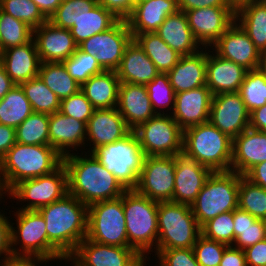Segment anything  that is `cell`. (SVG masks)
I'll use <instances>...</instances> for the list:
<instances>
[{
	"label": "cell",
	"mask_w": 266,
	"mask_h": 266,
	"mask_svg": "<svg viewBox=\"0 0 266 266\" xmlns=\"http://www.w3.org/2000/svg\"><path fill=\"white\" fill-rule=\"evenodd\" d=\"M81 152L63 157L68 174V193L87 206L120 198L127 190L116 177L92 153Z\"/></svg>",
	"instance_id": "6da1fadb"
},
{
	"label": "cell",
	"mask_w": 266,
	"mask_h": 266,
	"mask_svg": "<svg viewBox=\"0 0 266 266\" xmlns=\"http://www.w3.org/2000/svg\"><path fill=\"white\" fill-rule=\"evenodd\" d=\"M48 240L68 258L87 237L88 206L71 194L38 209Z\"/></svg>",
	"instance_id": "7a4b0ae2"
},
{
	"label": "cell",
	"mask_w": 266,
	"mask_h": 266,
	"mask_svg": "<svg viewBox=\"0 0 266 266\" xmlns=\"http://www.w3.org/2000/svg\"><path fill=\"white\" fill-rule=\"evenodd\" d=\"M62 163L63 157L50 145L16 142L0 160V191L5 197L19 182L49 174Z\"/></svg>",
	"instance_id": "3957f363"
},
{
	"label": "cell",
	"mask_w": 266,
	"mask_h": 266,
	"mask_svg": "<svg viewBox=\"0 0 266 266\" xmlns=\"http://www.w3.org/2000/svg\"><path fill=\"white\" fill-rule=\"evenodd\" d=\"M182 153L212 172L230 171L232 139L210 122L183 130Z\"/></svg>",
	"instance_id": "277c9868"
},
{
	"label": "cell",
	"mask_w": 266,
	"mask_h": 266,
	"mask_svg": "<svg viewBox=\"0 0 266 266\" xmlns=\"http://www.w3.org/2000/svg\"><path fill=\"white\" fill-rule=\"evenodd\" d=\"M123 208L128 247L134 249L143 259H150L148 255L156 251L158 240V202L136 190H127L123 194Z\"/></svg>",
	"instance_id": "5b68a950"
},
{
	"label": "cell",
	"mask_w": 266,
	"mask_h": 266,
	"mask_svg": "<svg viewBox=\"0 0 266 266\" xmlns=\"http://www.w3.org/2000/svg\"><path fill=\"white\" fill-rule=\"evenodd\" d=\"M91 153L126 190L136 189L146 155L134 131L121 140L99 146Z\"/></svg>",
	"instance_id": "8992f818"
},
{
	"label": "cell",
	"mask_w": 266,
	"mask_h": 266,
	"mask_svg": "<svg viewBox=\"0 0 266 266\" xmlns=\"http://www.w3.org/2000/svg\"><path fill=\"white\" fill-rule=\"evenodd\" d=\"M240 175L235 171L212 172L191 205L200 226L221 213L238 208Z\"/></svg>",
	"instance_id": "52a82bcc"
},
{
	"label": "cell",
	"mask_w": 266,
	"mask_h": 266,
	"mask_svg": "<svg viewBox=\"0 0 266 266\" xmlns=\"http://www.w3.org/2000/svg\"><path fill=\"white\" fill-rule=\"evenodd\" d=\"M157 223L156 250L192 248L201 235V226L189 205L158 202Z\"/></svg>",
	"instance_id": "ba28073f"
},
{
	"label": "cell",
	"mask_w": 266,
	"mask_h": 266,
	"mask_svg": "<svg viewBox=\"0 0 266 266\" xmlns=\"http://www.w3.org/2000/svg\"><path fill=\"white\" fill-rule=\"evenodd\" d=\"M14 213L16 224L11 222L13 256H41L53 261H67V258L48 240L46 223L38 210H17ZM14 224L17 227H13ZM18 245L20 248L16 247Z\"/></svg>",
	"instance_id": "9c48e42d"
},
{
	"label": "cell",
	"mask_w": 266,
	"mask_h": 266,
	"mask_svg": "<svg viewBox=\"0 0 266 266\" xmlns=\"http://www.w3.org/2000/svg\"><path fill=\"white\" fill-rule=\"evenodd\" d=\"M86 238L104 245L128 247L123 195L88 206Z\"/></svg>",
	"instance_id": "30bf717a"
},
{
	"label": "cell",
	"mask_w": 266,
	"mask_h": 266,
	"mask_svg": "<svg viewBox=\"0 0 266 266\" xmlns=\"http://www.w3.org/2000/svg\"><path fill=\"white\" fill-rule=\"evenodd\" d=\"M66 194H68V174L62 163L49 174L19 182L6 196L12 197L9 199L19 200V203L28 201L26 205L18 207V210H38L60 200Z\"/></svg>",
	"instance_id": "8fae6325"
},
{
	"label": "cell",
	"mask_w": 266,
	"mask_h": 266,
	"mask_svg": "<svg viewBox=\"0 0 266 266\" xmlns=\"http://www.w3.org/2000/svg\"><path fill=\"white\" fill-rule=\"evenodd\" d=\"M133 131L146 156H175L182 153L183 130L170 114H157Z\"/></svg>",
	"instance_id": "7c38bea8"
},
{
	"label": "cell",
	"mask_w": 266,
	"mask_h": 266,
	"mask_svg": "<svg viewBox=\"0 0 266 266\" xmlns=\"http://www.w3.org/2000/svg\"><path fill=\"white\" fill-rule=\"evenodd\" d=\"M133 39L126 20H119L107 31L93 35L78 45L86 54L95 57L105 71H116L127 45Z\"/></svg>",
	"instance_id": "4fadbf2b"
},
{
	"label": "cell",
	"mask_w": 266,
	"mask_h": 266,
	"mask_svg": "<svg viewBox=\"0 0 266 266\" xmlns=\"http://www.w3.org/2000/svg\"><path fill=\"white\" fill-rule=\"evenodd\" d=\"M175 156H146L136 191L156 202L172 201Z\"/></svg>",
	"instance_id": "5bb4252c"
},
{
	"label": "cell",
	"mask_w": 266,
	"mask_h": 266,
	"mask_svg": "<svg viewBox=\"0 0 266 266\" xmlns=\"http://www.w3.org/2000/svg\"><path fill=\"white\" fill-rule=\"evenodd\" d=\"M73 266H146L143 259L131 247L104 245L87 238L67 258Z\"/></svg>",
	"instance_id": "9a60e30c"
},
{
	"label": "cell",
	"mask_w": 266,
	"mask_h": 266,
	"mask_svg": "<svg viewBox=\"0 0 266 266\" xmlns=\"http://www.w3.org/2000/svg\"><path fill=\"white\" fill-rule=\"evenodd\" d=\"M194 38L202 47H211L235 22L229 6H212L185 11Z\"/></svg>",
	"instance_id": "2e32d148"
},
{
	"label": "cell",
	"mask_w": 266,
	"mask_h": 266,
	"mask_svg": "<svg viewBox=\"0 0 266 266\" xmlns=\"http://www.w3.org/2000/svg\"><path fill=\"white\" fill-rule=\"evenodd\" d=\"M209 122L231 139L249 127L250 113L239 92L213 95Z\"/></svg>",
	"instance_id": "e0dca14e"
},
{
	"label": "cell",
	"mask_w": 266,
	"mask_h": 266,
	"mask_svg": "<svg viewBox=\"0 0 266 266\" xmlns=\"http://www.w3.org/2000/svg\"><path fill=\"white\" fill-rule=\"evenodd\" d=\"M210 48L219 57L231 60L248 71L257 69L261 56L248 34L236 21Z\"/></svg>",
	"instance_id": "ac0fdd59"
},
{
	"label": "cell",
	"mask_w": 266,
	"mask_h": 266,
	"mask_svg": "<svg viewBox=\"0 0 266 266\" xmlns=\"http://www.w3.org/2000/svg\"><path fill=\"white\" fill-rule=\"evenodd\" d=\"M212 171L184 155H175V183L172 202L191 206Z\"/></svg>",
	"instance_id": "d6986e66"
},
{
	"label": "cell",
	"mask_w": 266,
	"mask_h": 266,
	"mask_svg": "<svg viewBox=\"0 0 266 266\" xmlns=\"http://www.w3.org/2000/svg\"><path fill=\"white\" fill-rule=\"evenodd\" d=\"M213 94L204 85L175 94L172 118L182 130L209 122Z\"/></svg>",
	"instance_id": "ffe728a7"
},
{
	"label": "cell",
	"mask_w": 266,
	"mask_h": 266,
	"mask_svg": "<svg viewBox=\"0 0 266 266\" xmlns=\"http://www.w3.org/2000/svg\"><path fill=\"white\" fill-rule=\"evenodd\" d=\"M33 39L42 63L63 62L78 48L70 29L56 27L50 21L33 29Z\"/></svg>",
	"instance_id": "44dd1931"
},
{
	"label": "cell",
	"mask_w": 266,
	"mask_h": 266,
	"mask_svg": "<svg viewBox=\"0 0 266 266\" xmlns=\"http://www.w3.org/2000/svg\"><path fill=\"white\" fill-rule=\"evenodd\" d=\"M131 131L117 108L95 109L87 122L86 145L90 144L91 147L87 153L99 146L121 140Z\"/></svg>",
	"instance_id": "7402d4cb"
},
{
	"label": "cell",
	"mask_w": 266,
	"mask_h": 266,
	"mask_svg": "<svg viewBox=\"0 0 266 266\" xmlns=\"http://www.w3.org/2000/svg\"><path fill=\"white\" fill-rule=\"evenodd\" d=\"M87 124L60 111L49 114V145L62 157L69 155L73 150L85 149ZM84 145V146H83ZM72 149V151L70 150Z\"/></svg>",
	"instance_id": "603a6c76"
},
{
	"label": "cell",
	"mask_w": 266,
	"mask_h": 266,
	"mask_svg": "<svg viewBox=\"0 0 266 266\" xmlns=\"http://www.w3.org/2000/svg\"><path fill=\"white\" fill-rule=\"evenodd\" d=\"M116 108L132 131L157 115L150 102L146 85L120 82Z\"/></svg>",
	"instance_id": "cb8c5ba5"
},
{
	"label": "cell",
	"mask_w": 266,
	"mask_h": 266,
	"mask_svg": "<svg viewBox=\"0 0 266 266\" xmlns=\"http://www.w3.org/2000/svg\"><path fill=\"white\" fill-rule=\"evenodd\" d=\"M266 161V132L248 127L232 139L231 171L244 176L256 164Z\"/></svg>",
	"instance_id": "d4e9b609"
},
{
	"label": "cell",
	"mask_w": 266,
	"mask_h": 266,
	"mask_svg": "<svg viewBox=\"0 0 266 266\" xmlns=\"http://www.w3.org/2000/svg\"><path fill=\"white\" fill-rule=\"evenodd\" d=\"M41 63L33 38L0 52V64L16 85L37 77Z\"/></svg>",
	"instance_id": "484cf974"
},
{
	"label": "cell",
	"mask_w": 266,
	"mask_h": 266,
	"mask_svg": "<svg viewBox=\"0 0 266 266\" xmlns=\"http://www.w3.org/2000/svg\"><path fill=\"white\" fill-rule=\"evenodd\" d=\"M207 50L206 86L210 92L213 95L238 92L248 70L231 60L219 57L208 47Z\"/></svg>",
	"instance_id": "4316f807"
},
{
	"label": "cell",
	"mask_w": 266,
	"mask_h": 266,
	"mask_svg": "<svg viewBox=\"0 0 266 266\" xmlns=\"http://www.w3.org/2000/svg\"><path fill=\"white\" fill-rule=\"evenodd\" d=\"M178 10L177 0L136 2L126 22L132 34L153 33L158 30L169 15Z\"/></svg>",
	"instance_id": "83f0119b"
},
{
	"label": "cell",
	"mask_w": 266,
	"mask_h": 266,
	"mask_svg": "<svg viewBox=\"0 0 266 266\" xmlns=\"http://www.w3.org/2000/svg\"><path fill=\"white\" fill-rule=\"evenodd\" d=\"M207 47L191 55L181 56L178 63L167 72L175 94L206 85Z\"/></svg>",
	"instance_id": "f1b7e54d"
},
{
	"label": "cell",
	"mask_w": 266,
	"mask_h": 266,
	"mask_svg": "<svg viewBox=\"0 0 266 266\" xmlns=\"http://www.w3.org/2000/svg\"><path fill=\"white\" fill-rule=\"evenodd\" d=\"M116 73L120 82L147 85L160 72L138 43L132 39L124 51Z\"/></svg>",
	"instance_id": "f546056e"
},
{
	"label": "cell",
	"mask_w": 266,
	"mask_h": 266,
	"mask_svg": "<svg viewBox=\"0 0 266 266\" xmlns=\"http://www.w3.org/2000/svg\"><path fill=\"white\" fill-rule=\"evenodd\" d=\"M155 33L181 56L194 54L203 48L194 38L184 11L169 15Z\"/></svg>",
	"instance_id": "4dcf8cb0"
},
{
	"label": "cell",
	"mask_w": 266,
	"mask_h": 266,
	"mask_svg": "<svg viewBox=\"0 0 266 266\" xmlns=\"http://www.w3.org/2000/svg\"><path fill=\"white\" fill-rule=\"evenodd\" d=\"M119 85L116 71H103L84 82L81 91L94 109L116 108Z\"/></svg>",
	"instance_id": "1f68e13d"
},
{
	"label": "cell",
	"mask_w": 266,
	"mask_h": 266,
	"mask_svg": "<svg viewBox=\"0 0 266 266\" xmlns=\"http://www.w3.org/2000/svg\"><path fill=\"white\" fill-rule=\"evenodd\" d=\"M235 21L248 34L260 53L266 52V5L258 0L235 12Z\"/></svg>",
	"instance_id": "d6a6232c"
},
{
	"label": "cell",
	"mask_w": 266,
	"mask_h": 266,
	"mask_svg": "<svg viewBox=\"0 0 266 266\" xmlns=\"http://www.w3.org/2000/svg\"><path fill=\"white\" fill-rule=\"evenodd\" d=\"M119 20L112 12L98 3L75 22L70 31L75 43L79 45L93 35L107 31Z\"/></svg>",
	"instance_id": "836d02e7"
},
{
	"label": "cell",
	"mask_w": 266,
	"mask_h": 266,
	"mask_svg": "<svg viewBox=\"0 0 266 266\" xmlns=\"http://www.w3.org/2000/svg\"><path fill=\"white\" fill-rule=\"evenodd\" d=\"M132 36L160 73L169 72L178 63L181 55L171 49L155 32Z\"/></svg>",
	"instance_id": "e575fe53"
},
{
	"label": "cell",
	"mask_w": 266,
	"mask_h": 266,
	"mask_svg": "<svg viewBox=\"0 0 266 266\" xmlns=\"http://www.w3.org/2000/svg\"><path fill=\"white\" fill-rule=\"evenodd\" d=\"M234 243L233 247L244 250L266 239L265 220L256 219L239 208L233 210Z\"/></svg>",
	"instance_id": "d590c367"
},
{
	"label": "cell",
	"mask_w": 266,
	"mask_h": 266,
	"mask_svg": "<svg viewBox=\"0 0 266 266\" xmlns=\"http://www.w3.org/2000/svg\"><path fill=\"white\" fill-rule=\"evenodd\" d=\"M38 76L60 100L76 94L81 89L69 75L63 62L41 63Z\"/></svg>",
	"instance_id": "8d00e7d4"
},
{
	"label": "cell",
	"mask_w": 266,
	"mask_h": 266,
	"mask_svg": "<svg viewBox=\"0 0 266 266\" xmlns=\"http://www.w3.org/2000/svg\"><path fill=\"white\" fill-rule=\"evenodd\" d=\"M32 107L20 85L13 88L0 100V124L17 128L29 115Z\"/></svg>",
	"instance_id": "74e56055"
},
{
	"label": "cell",
	"mask_w": 266,
	"mask_h": 266,
	"mask_svg": "<svg viewBox=\"0 0 266 266\" xmlns=\"http://www.w3.org/2000/svg\"><path fill=\"white\" fill-rule=\"evenodd\" d=\"M33 112L53 114L60 110L61 100L40 79L39 76L20 84Z\"/></svg>",
	"instance_id": "f35d334b"
},
{
	"label": "cell",
	"mask_w": 266,
	"mask_h": 266,
	"mask_svg": "<svg viewBox=\"0 0 266 266\" xmlns=\"http://www.w3.org/2000/svg\"><path fill=\"white\" fill-rule=\"evenodd\" d=\"M16 142L49 145V114L33 112L16 128Z\"/></svg>",
	"instance_id": "ab89813d"
},
{
	"label": "cell",
	"mask_w": 266,
	"mask_h": 266,
	"mask_svg": "<svg viewBox=\"0 0 266 266\" xmlns=\"http://www.w3.org/2000/svg\"><path fill=\"white\" fill-rule=\"evenodd\" d=\"M238 208L250 213L256 219H266V189L240 175Z\"/></svg>",
	"instance_id": "60d3db41"
},
{
	"label": "cell",
	"mask_w": 266,
	"mask_h": 266,
	"mask_svg": "<svg viewBox=\"0 0 266 266\" xmlns=\"http://www.w3.org/2000/svg\"><path fill=\"white\" fill-rule=\"evenodd\" d=\"M33 38V29L0 9V52L26 44Z\"/></svg>",
	"instance_id": "b9f144b4"
},
{
	"label": "cell",
	"mask_w": 266,
	"mask_h": 266,
	"mask_svg": "<svg viewBox=\"0 0 266 266\" xmlns=\"http://www.w3.org/2000/svg\"><path fill=\"white\" fill-rule=\"evenodd\" d=\"M146 88L155 113L158 115L168 114L165 111L167 112L171 109L169 111V114H171L174 109L175 91L169 82L167 73H159L146 85ZM166 108L169 110H166Z\"/></svg>",
	"instance_id": "7bdbcfd3"
},
{
	"label": "cell",
	"mask_w": 266,
	"mask_h": 266,
	"mask_svg": "<svg viewBox=\"0 0 266 266\" xmlns=\"http://www.w3.org/2000/svg\"><path fill=\"white\" fill-rule=\"evenodd\" d=\"M97 4V0H62L48 21L56 27L70 29Z\"/></svg>",
	"instance_id": "ee69618b"
},
{
	"label": "cell",
	"mask_w": 266,
	"mask_h": 266,
	"mask_svg": "<svg viewBox=\"0 0 266 266\" xmlns=\"http://www.w3.org/2000/svg\"><path fill=\"white\" fill-rule=\"evenodd\" d=\"M238 92L249 113L266 104V81L257 70L247 71Z\"/></svg>",
	"instance_id": "f6af8a7d"
},
{
	"label": "cell",
	"mask_w": 266,
	"mask_h": 266,
	"mask_svg": "<svg viewBox=\"0 0 266 266\" xmlns=\"http://www.w3.org/2000/svg\"><path fill=\"white\" fill-rule=\"evenodd\" d=\"M0 9L17 20L25 22L32 29L48 21L31 0H0Z\"/></svg>",
	"instance_id": "bcb514c9"
},
{
	"label": "cell",
	"mask_w": 266,
	"mask_h": 266,
	"mask_svg": "<svg viewBox=\"0 0 266 266\" xmlns=\"http://www.w3.org/2000/svg\"><path fill=\"white\" fill-rule=\"evenodd\" d=\"M69 75L81 86L93 75L105 71L90 54H86L79 48L76 52L63 61Z\"/></svg>",
	"instance_id": "7dc6e473"
},
{
	"label": "cell",
	"mask_w": 266,
	"mask_h": 266,
	"mask_svg": "<svg viewBox=\"0 0 266 266\" xmlns=\"http://www.w3.org/2000/svg\"><path fill=\"white\" fill-rule=\"evenodd\" d=\"M233 211L221 213L201 226V234L211 240L232 246L234 243Z\"/></svg>",
	"instance_id": "c3c4849f"
},
{
	"label": "cell",
	"mask_w": 266,
	"mask_h": 266,
	"mask_svg": "<svg viewBox=\"0 0 266 266\" xmlns=\"http://www.w3.org/2000/svg\"><path fill=\"white\" fill-rule=\"evenodd\" d=\"M227 247L228 245L208 239L201 234L192 249L200 266H219Z\"/></svg>",
	"instance_id": "681fc988"
},
{
	"label": "cell",
	"mask_w": 266,
	"mask_h": 266,
	"mask_svg": "<svg viewBox=\"0 0 266 266\" xmlns=\"http://www.w3.org/2000/svg\"><path fill=\"white\" fill-rule=\"evenodd\" d=\"M94 110V107L80 89L76 94L61 100L59 111L87 124Z\"/></svg>",
	"instance_id": "f907efd6"
},
{
	"label": "cell",
	"mask_w": 266,
	"mask_h": 266,
	"mask_svg": "<svg viewBox=\"0 0 266 266\" xmlns=\"http://www.w3.org/2000/svg\"><path fill=\"white\" fill-rule=\"evenodd\" d=\"M158 266H200L192 248H173L156 250Z\"/></svg>",
	"instance_id": "816d5d0a"
},
{
	"label": "cell",
	"mask_w": 266,
	"mask_h": 266,
	"mask_svg": "<svg viewBox=\"0 0 266 266\" xmlns=\"http://www.w3.org/2000/svg\"><path fill=\"white\" fill-rule=\"evenodd\" d=\"M100 5L112 12L118 19L126 20L132 13L136 0H97Z\"/></svg>",
	"instance_id": "f5cc1de1"
},
{
	"label": "cell",
	"mask_w": 266,
	"mask_h": 266,
	"mask_svg": "<svg viewBox=\"0 0 266 266\" xmlns=\"http://www.w3.org/2000/svg\"><path fill=\"white\" fill-rule=\"evenodd\" d=\"M9 221L10 219L0 211V257L2 259L13 256L11 248V222Z\"/></svg>",
	"instance_id": "db71d44e"
},
{
	"label": "cell",
	"mask_w": 266,
	"mask_h": 266,
	"mask_svg": "<svg viewBox=\"0 0 266 266\" xmlns=\"http://www.w3.org/2000/svg\"><path fill=\"white\" fill-rule=\"evenodd\" d=\"M247 266H266V239L244 249Z\"/></svg>",
	"instance_id": "11a10c76"
},
{
	"label": "cell",
	"mask_w": 266,
	"mask_h": 266,
	"mask_svg": "<svg viewBox=\"0 0 266 266\" xmlns=\"http://www.w3.org/2000/svg\"><path fill=\"white\" fill-rule=\"evenodd\" d=\"M219 266H247L244 250L228 246Z\"/></svg>",
	"instance_id": "9f6ffc18"
},
{
	"label": "cell",
	"mask_w": 266,
	"mask_h": 266,
	"mask_svg": "<svg viewBox=\"0 0 266 266\" xmlns=\"http://www.w3.org/2000/svg\"><path fill=\"white\" fill-rule=\"evenodd\" d=\"M16 143V128L0 124V160Z\"/></svg>",
	"instance_id": "6f0895ef"
},
{
	"label": "cell",
	"mask_w": 266,
	"mask_h": 266,
	"mask_svg": "<svg viewBox=\"0 0 266 266\" xmlns=\"http://www.w3.org/2000/svg\"><path fill=\"white\" fill-rule=\"evenodd\" d=\"M180 11H188L212 6H228L225 0H177Z\"/></svg>",
	"instance_id": "680465c9"
},
{
	"label": "cell",
	"mask_w": 266,
	"mask_h": 266,
	"mask_svg": "<svg viewBox=\"0 0 266 266\" xmlns=\"http://www.w3.org/2000/svg\"><path fill=\"white\" fill-rule=\"evenodd\" d=\"M49 261L41 256H11L4 260L3 266H39V264ZM39 263V264H38Z\"/></svg>",
	"instance_id": "91938a15"
},
{
	"label": "cell",
	"mask_w": 266,
	"mask_h": 266,
	"mask_svg": "<svg viewBox=\"0 0 266 266\" xmlns=\"http://www.w3.org/2000/svg\"><path fill=\"white\" fill-rule=\"evenodd\" d=\"M244 176L252 183L266 189V161L256 164Z\"/></svg>",
	"instance_id": "94428289"
},
{
	"label": "cell",
	"mask_w": 266,
	"mask_h": 266,
	"mask_svg": "<svg viewBox=\"0 0 266 266\" xmlns=\"http://www.w3.org/2000/svg\"><path fill=\"white\" fill-rule=\"evenodd\" d=\"M249 127L266 132V104L250 113Z\"/></svg>",
	"instance_id": "6125c7cd"
},
{
	"label": "cell",
	"mask_w": 266,
	"mask_h": 266,
	"mask_svg": "<svg viewBox=\"0 0 266 266\" xmlns=\"http://www.w3.org/2000/svg\"><path fill=\"white\" fill-rule=\"evenodd\" d=\"M33 3H35L42 14L49 19L58 6L61 4L62 0H31Z\"/></svg>",
	"instance_id": "be15d7a7"
},
{
	"label": "cell",
	"mask_w": 266,
	"mask_h": 266,
	"mask_svg": "<svg viewBox=\"0 0 266 266\" xmlns=\"http://www.w3.org/2000/svg\"><path fill=\"white\" fill-rule=\"evenodd\" d=\"M16 85L0 64V100Z\"/></svg>",
	"instance_id": "e7e4bbea"
},
{
	"label": "cell",
	"mask_w": 266,
	"mask_h": 266,
	"mask_svg": "<svg viewBox=\"0 0 266 266\" xmlns=\"http://www.w3.org/2000/svg\"><path fill=\"white\" fill-rule=\"evenodd\" d=\"M227 5L234 11L236 12L239 10L241 7L249 4L250 2L254 0H225Z\"/></svg>",
	"instance_id": "03108f58"
},
{
	"label": "cell",
	"mask_w": 266,
	"mask_h": 266,
	"mask_svg": "<svg viewBox=\"0 0 266 266\" xmlns=\"http://www.w3.org/2000/svg\"><path fill=\"white\" fill-rule=\"evenodd\" d=\"M256 70L264 77L266 81V52L261 53L260 60L258 62Z\"/></svg>",
	"instance_id": "003e7915"
},
{
	"label": "cell",
	"mask_w": 266,
	"mask_h": 266,
	"mask_svg": "<svg viewBox=\"0 0 266 266\" xmlns=\"http://www.w3.org/2000/svg\"><path fill=\"white\" fill-rule=\"evenodd\" d=\"M260 3H262L263 5H266V0H258Z\"/></svg>",
	"instance_id": "a7ac6f4b"
},
{
	"label": "cell",
	"mask_w": 266,
	"mask_h": 266,
	"mask_svg": "<svg viewBox=\"0 0 266 266\" xmlns=\"http://www.w3.org/2000/svg\"><path fill=\"white\" fill-rule=\"evenodd\" d=\"M1 260H2V261H1ZM4 260H5V259H1V258H0V266H3Z\"/></svg>",
	"instance_id": "89a4df30"
},
{
	"label": "cell",
	"mask_w": 266,
	"mask_h": 266,
	"mask_svg": "<svg viewBox=\"0 0 266 266\" xmlns=\"http://www.w3.org/2000/svg\"><path fill=\"white\" fill-rule=\"evenodd\" d=\"M145 1H148V0H136V2H145Z\"/></svg>",
	"instance_id": "2644e50d"
},
{
	"label": "cell",
	"mask_w": 266,
	"mask_h": 266,
	"mask_svg": "<svg viewBox=\"0 0 266 266\" xmlns=\"http://www.w3.org/2000/svg\"><path fill=\"white\" fill-rule=\"evenodd\" d=\"M2 198L4 199L3 194H0V201L2 200Z\"/></svg>",
	"instance_id": "8c879c8a"
}]
</instances>
